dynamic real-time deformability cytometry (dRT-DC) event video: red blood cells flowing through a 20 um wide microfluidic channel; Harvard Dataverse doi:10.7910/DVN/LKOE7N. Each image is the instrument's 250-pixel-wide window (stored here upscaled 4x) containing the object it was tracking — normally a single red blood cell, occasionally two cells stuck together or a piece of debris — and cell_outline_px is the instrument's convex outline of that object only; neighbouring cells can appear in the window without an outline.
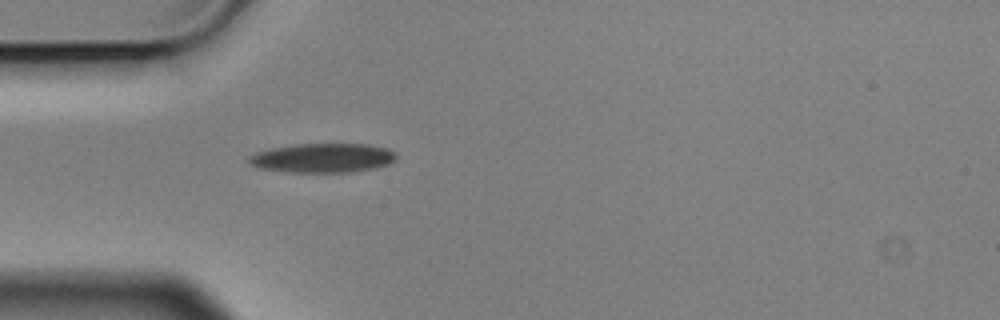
{"species": "Egyptian fruit bat (a non-hibernating species)", "species_latin": "Rousettus aegyptiacus", "temperature_condition": "cold", "stored_images_in_passage": 1, "camera_frame_rate_fps": 3000, "um_per_image_px": 0.085, "animal": {"sex": "male"}, "frame": {"image": 1, "passage_image": 1, "time_ms": 0.0, "image_size_px": [1000, 320], "cell_outline_px": [[396, 160], [388, 164], [376, 168], [352, 172], [292, 172], [260, 168], [252, 164], [248, 160], [248, 156], [256, 152], [272, 148], [296, 144], [368, 144], [388, 148], [396, 152]], "centroid_in_image_um": [27.48, 13.42], "position_along_channel_um": 57.5, "area_um2": 25.14}}